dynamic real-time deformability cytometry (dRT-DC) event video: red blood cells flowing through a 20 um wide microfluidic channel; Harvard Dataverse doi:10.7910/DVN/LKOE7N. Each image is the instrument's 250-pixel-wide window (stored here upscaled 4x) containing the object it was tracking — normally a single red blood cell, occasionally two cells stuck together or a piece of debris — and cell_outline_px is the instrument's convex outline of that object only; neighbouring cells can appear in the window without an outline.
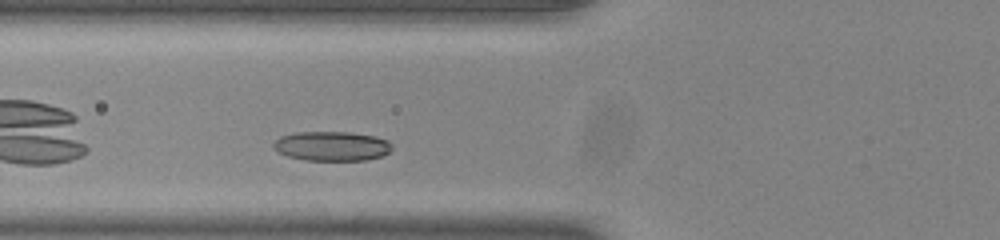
{"species": "common noctule bat (a hibernating species)", "species_latin": "Nyctalus noctula", "temperature_condition": "room temperature", "stored_images_in_passage": 27, "camera_frame_rate_fps": 3000, "um_per_image_px": 0.085, "animal": {"sex": "male", "body_mass_g": 20.0, "forearm_length_mm": 53.3}, "frame": {"image": 1, "passage_image": 5, "time_ms": 1.333, "image_size_px": [1000, 240], "cell_outline_px": [[392, 148], [388, 152], [380, 156], [368, 160], [304, 160], [288, 156], [276, 152], [272, 148], [272, 144], [280, 136], [296, 132], [348, 132], [376, 136], [388, 140], [392, 144]], "centroid_in_image_um": [28.18, 12.41], "position_along_channel_um": 97.6, "area_um2": 20.52}}
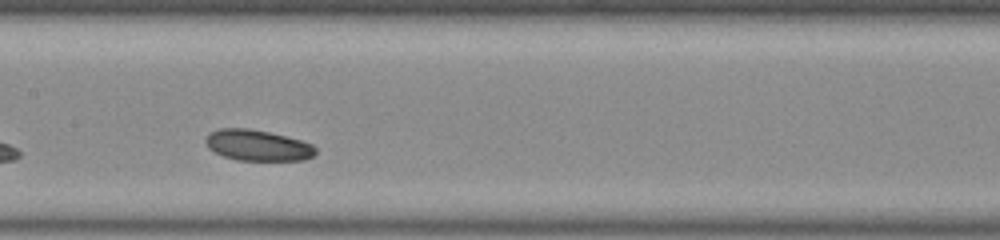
{"frame": {"image": 2, "passage_image": 12, "time_ms": 3.667, "image_size_px": [1000, 240], "cell_outline_px": [[316, 152], [312, 156], [304, 160], [236, 160], [224, 156], [208, 148], [204, 140], [208, 132], [220, 128], [248, 128], [268, 132], [300, 140], [312, 144], [316, 148]], "centroid_in_image_um": [21.86, 12.35], "position_along_channel_um": 185.5, "area_um2": 19.77}}
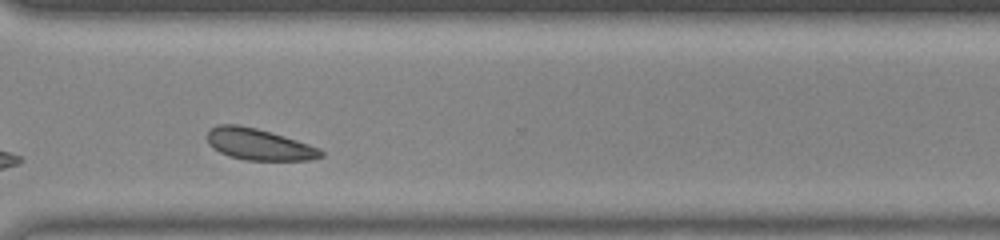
{"frame": {"image": 3, "passage_image": 25, "time_ms": 8.0, "image_size_px": [1000, 240], "cell_outline_px": [[324, 156], [312, 160], [244, 160], [228, 156], [212, 148], [208, 144], [208, 132], [216, 124], [236, 124], [256, 128], [284, 136], [320, 148], [324, 152]], "centroid_in_image_um": [22.01, 12.28], "position_along_channel_um": 348.6, "area_um2": 20.87}, "authors_computed_cell_mechanics": {"area_um2": 19.9988, "velocity_mm_per_s": 3.7672, "shape_relaxation_time_tau1_ms": 4.8253, "shape_relaxation_time_tau2_ms": null, "deformation_change_tau1": 0.0382, "deformation_change_tau2": null}}